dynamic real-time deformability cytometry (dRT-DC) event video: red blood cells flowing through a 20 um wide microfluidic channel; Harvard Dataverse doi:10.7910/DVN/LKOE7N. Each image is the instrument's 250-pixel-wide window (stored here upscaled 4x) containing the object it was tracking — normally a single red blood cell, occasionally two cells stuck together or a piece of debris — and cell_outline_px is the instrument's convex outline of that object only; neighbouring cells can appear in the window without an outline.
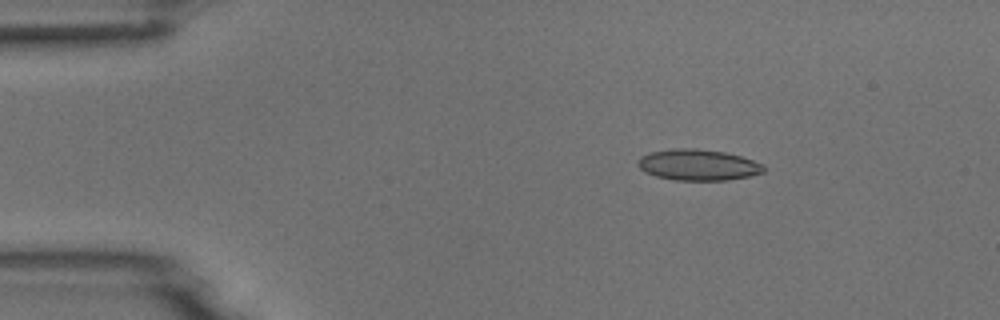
{"species": "common noctule bat (a hibernating species)", "species_latin": "Nyctalus noctula", "temperature_condition": "room temperature", "stored_images_in_passage": 4, "camera_frame_rate_fps": 3000, "um_per_image_px": 0.085, "animal": {"sex": "male", "body_mass_g": 18.8}, "frame": {"image": 1, "passage_image": 2, "time_ms": 1.333, "image_size_px": [1000, 320], "cell_outline_px": [[764, 172], [748, 176], [728, 180], [676, 180], [656, 176], [644, 172], [636, 164], [636, 160], [640, 156], [652, 152], [676, 148], [696, 148], [724, 152], [740, 156], [764, 164]], "centroid_in_image_um": [59.31, 14.01], "position_along_channel_um": 25.7, "area_um2": 22.77}}
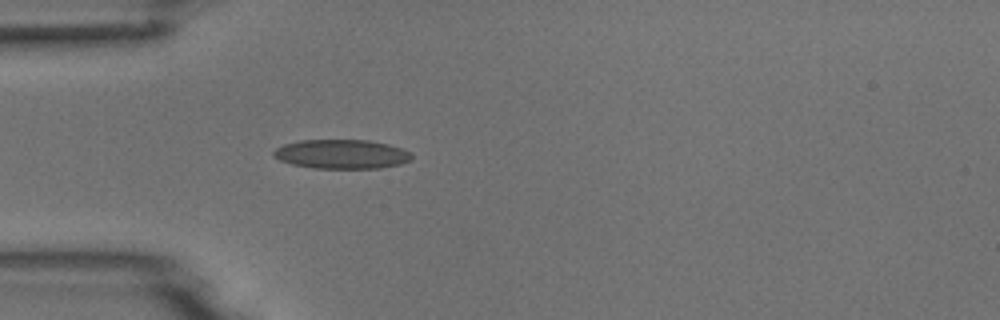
{"frame": {"image": 2, "passage_image": 4, "time_ms": 3.667, "image_size_px": [1000, 320], "cell_outline_px": [[412, 160], [400, 164], [380, 168], [312, 168], [292, 164], [280, 160], [272, 156], [272, 152], [276, 148], [284, 144], [300, 140], [368, 140], [388, 144], [412, 152]], "centroid_in_image_um": [29.04, 13.1], "position_along_channel_um": 56.0, "area_um2": 23.58}}